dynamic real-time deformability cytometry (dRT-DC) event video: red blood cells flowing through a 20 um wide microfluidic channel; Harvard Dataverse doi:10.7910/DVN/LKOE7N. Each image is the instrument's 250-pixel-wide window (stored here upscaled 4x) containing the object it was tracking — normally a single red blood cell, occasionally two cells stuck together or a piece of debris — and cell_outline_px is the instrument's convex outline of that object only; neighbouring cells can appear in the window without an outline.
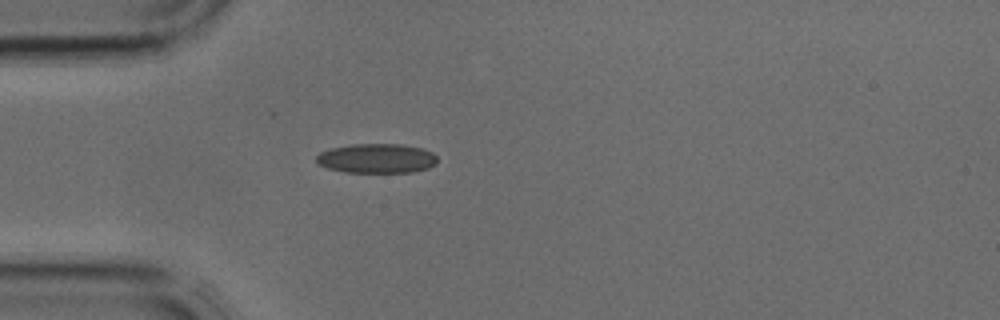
{"species": "common noctule bat (a hibernating species)", "species_latin": "Nyctalus noctula", "temperature_condition": "cold", "stored_images_in_passage": 1, "camera_frame_rate_fps": 3000, "um_per_image_px": 0.085, "animal": {"sex": "male", "body_mass_g": 17.9, "forearm_length_mm": 54.2}, "frame": {"image": 1, "passage_image": 1, "time_ms": 0.0, "image_size_px": [1000, 320], "cell_outline_px": [[436, 164], [428, 168], [412, 172], [344, 172], [328, 168], [316, 164], [316, 156], [320, 152], [332, 148], [352, 144], [400, 144], [424, 148], [432, 152], [436, 156]], "centroid_in_image_um": [32.01, 13.46], "position_along_channel_um": 53.0, "area_um2": 20.87}}